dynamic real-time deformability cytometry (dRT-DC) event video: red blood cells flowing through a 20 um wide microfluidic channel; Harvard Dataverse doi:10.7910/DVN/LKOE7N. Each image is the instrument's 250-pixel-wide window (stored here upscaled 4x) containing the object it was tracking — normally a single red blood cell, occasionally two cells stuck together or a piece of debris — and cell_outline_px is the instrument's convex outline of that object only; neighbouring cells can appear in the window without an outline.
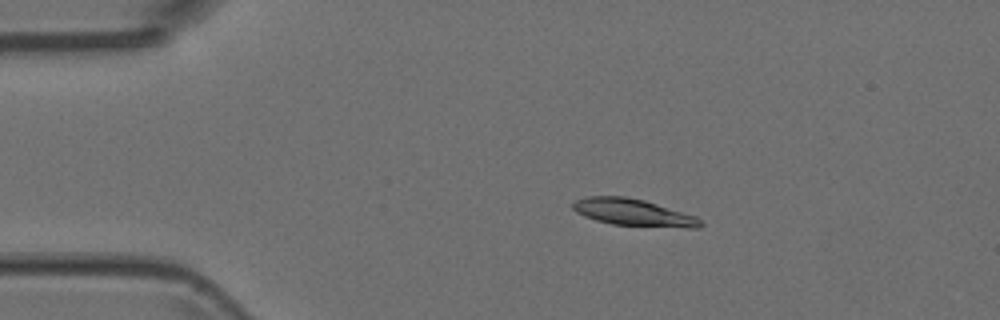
{"species": "Egyptian fruit bat (a non-hibernating species)", "species_latin": "Rousettus aegyptiacus", "temperature_condition": "room temperature", "stored_images_in_passage": 5, "camera_frame_rate_fps": 3000, "um_per_image_px": 0.085, "animal": {"sex": "female"}, "frame": {"image": 1, "passage_image": 2, "time_ms": 0.333, "image_size_px": [1000, 320], "cell_outline_px": [[704, 224], [700, 228], [688, 228], [612, 224], [596, 220], [584, 216], [576, 212], [572, 208], [572, 204], [576, 200], [588, 196], [624, 196], [644, 200], [696, 216]], "centroid_in_image_um": [53.84, 18.06], "position_along_channel_um": 31.2, "area_um2": 19.94}}
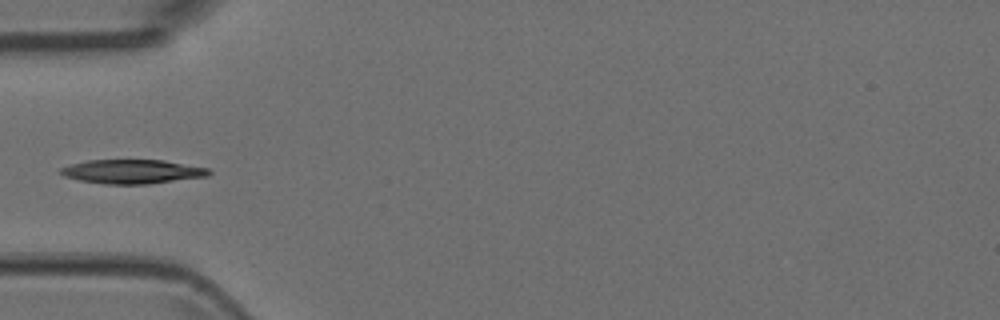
{"frame": {"image": 2, "passage_image": 4, "time_ms": 1.0, "image_size_px": [1000, 320], "cell_outline_px": [[212, 172], [208, 176], [148, 184], [104, 184], [80, 180], [64, 176], [56, 172], [60, 168], [72, 164], [88, 160], [164, 160], [208, 168]], "centroid_in_image_um": [11.23, 14.58], "position_along_channel_um": 73.8, "area_um2": 20.81}}
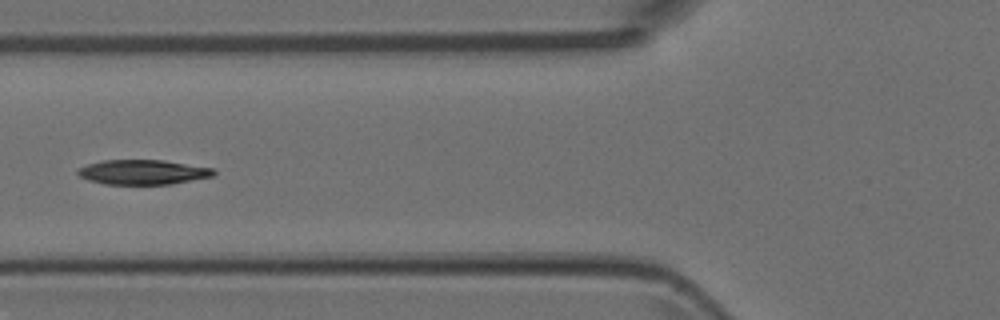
{"frame": {"image": 3, "passage_image": 5, "time_ms": 1.333, "image_size_px": [1000, 320], "cell_outline_px": [[216, 172], [212, 176], [172, 184], [104, 184], [88, 180], [80, 176], [76, 172], [80, 168], [88, 164], [104, 160], [164, 160], [212, 168]], "centroid_in_image_um": [12.14, 14.63], "position_along_channel_um": 113.7, "area_um2": 19.42}}